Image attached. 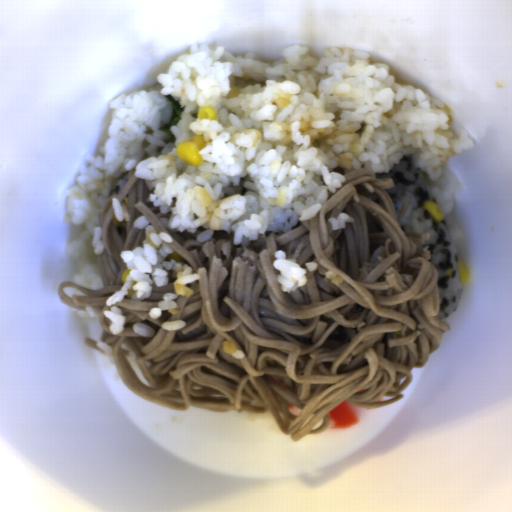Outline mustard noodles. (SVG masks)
Listing matches in <instances>:
<instances>
[{"label":"mustard noodles","instance_id":"7f7daa86","mask_svg":"<svg viewBox=\"0 0 512 512\" xmlns=\"http://www.w3.org/2000/svg\"><path fill=\"white\" fill-rule=\"evenodd\" d=\"M97 343H98V342H96L95 340L90 339V338H88V337H87L86 339H84V344H85V346H87V347H89V348H91V349H93V350H96V351H98V352H101V353L105 354V353H104V351H103V349H101L100 347H98V346H97ZM105 355H106V354H105ZM106 356H107V355H106Z\"/></svg>","mask_w":512,"mask_h":512},{"label":"mustard noodles","instance_id":"0af2e427","mask_svg":"<svg viewBox=\"0 0 512 512\" xmlns=\"http://www.w3.org/2000/svg\"><path fill=\"white\" fill-rule=\"evenodd\" d=\"M392 178L363 168L350 171L342 188L330 193L316 214L286 232L266 230L249 246L234 244V233L216 230L197 241L194 232L166 229L159 207L147 201L145 180L129 170L107 196L98 224L105 251L97 255L101 290H90L73 279L59 283L60 302L76 311L100 307L96 318L110 345L123 383L144 400L176 411L190 406L214 412L270 413L285 435L299 441L323 434L331 425L328 413L346 401L363 409L391 406L403 399L414 367H424L451 329L437 315L440 273L431 262L430 246L418 251L431 235L404 231L387 190ZM118 199L131 221L118 222L111 206ZM354 218L342 230H332L329 217ZM144 215L157 232L173 238L169 245L201 275L198 290L177 297V315L163 311L148 316L163 295L175 292L174 278L166 286L151 285L146 301L123 299L126 325L118 335L102 314L105 300L123 286L126 269L122 251L141 246L145 229L133 222ZM374 217L382 233L367 231ZM286 252L308 271V282L282 292L272 262L276 250ZM333 270L344 282L325 278ZM182 320L185 328L165 331L167 320ZM155 330L139 336L134 323ZM232 341L245 353L241 359L224 352Z\"/></svg>","mask_w":512,"mask_h":512}]
</instances>
